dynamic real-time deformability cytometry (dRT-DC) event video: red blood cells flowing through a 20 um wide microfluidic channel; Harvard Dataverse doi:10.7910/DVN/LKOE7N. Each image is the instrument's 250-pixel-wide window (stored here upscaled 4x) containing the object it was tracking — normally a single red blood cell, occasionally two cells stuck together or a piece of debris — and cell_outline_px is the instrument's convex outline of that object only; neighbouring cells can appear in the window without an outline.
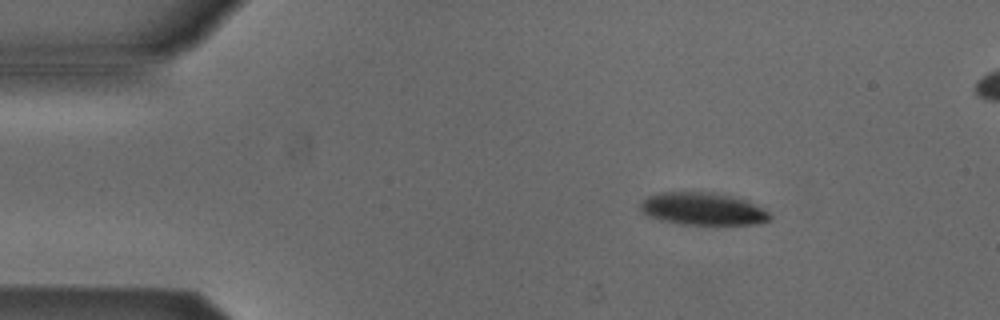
{"species": "Egyptian fruit bat (a non-hibernating species)", "species_latin": "Rousettus aegyptiacus", "temperature_condition": "cold", "stored_images_in_passage": 4, "camera_frame_rate_fps": 3000, "um_per_image_px": 0.085, "animal": {"sex": "male"}, "frame": {"image": 1, "passage_image": 2, "time_ms": 0.333, "image_size_px": [1000, 320], "cell_outline_px": [[772, 216], [768, 220], [756, 224], [680, 224], [660, 220], [648, 216], [640, 208], [640, 204], [648, 196], [660, 192], [712, 192], [732, 196], [748, 200], [756, 204], [768, 212]], "centroid_in_image_um": [59.74, 17.75], "position_along_channel_um": 25.3, "area_um2": 24.45}}